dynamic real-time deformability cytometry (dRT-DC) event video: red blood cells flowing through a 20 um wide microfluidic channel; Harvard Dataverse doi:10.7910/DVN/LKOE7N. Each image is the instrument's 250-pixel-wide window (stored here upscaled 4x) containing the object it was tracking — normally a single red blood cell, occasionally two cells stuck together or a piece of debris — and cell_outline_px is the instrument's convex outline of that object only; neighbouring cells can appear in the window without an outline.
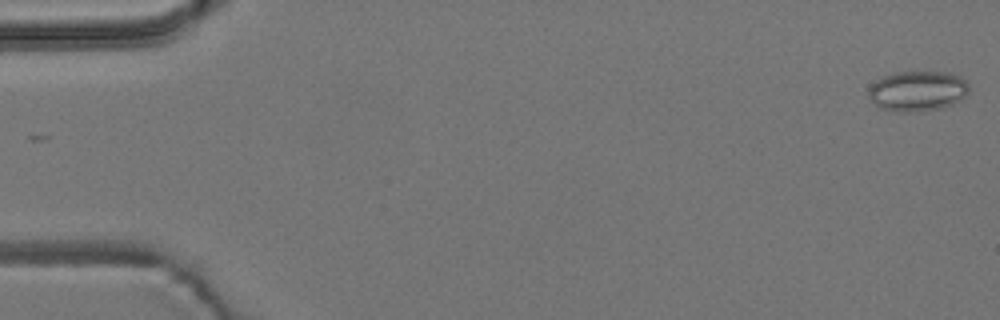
{"species": "common noctule bat (a hibernating species)", "species_latin": "Nyctalus noctula", "temperature_condition": "room temperature", "stored_images_in_passage": 11, "camera_frame_rate_fps": 3000, "um_per_image_px": 0.085, "animal": {"sex": "male", "body_mass_g": 19.2, "forearm_length_mm": 51.8}, "frame": {"image": 1, "passage_image": 1, "time_ms": 0.0, "image_size_px": [1000, 320], "cell_outline_px": [[968, 92], [960, 100], [944, 108], [912, 112], [896, 112], [880, 108], [868, 96], [868, 88], [876, 80], [884, 76], [896, 72], [948, 72], [960, 76], [968, 84]], "centroid_in_image_um": [77.98, 7.74], "position_along_channel_um": 7.0, "area_um2": 23.64}}